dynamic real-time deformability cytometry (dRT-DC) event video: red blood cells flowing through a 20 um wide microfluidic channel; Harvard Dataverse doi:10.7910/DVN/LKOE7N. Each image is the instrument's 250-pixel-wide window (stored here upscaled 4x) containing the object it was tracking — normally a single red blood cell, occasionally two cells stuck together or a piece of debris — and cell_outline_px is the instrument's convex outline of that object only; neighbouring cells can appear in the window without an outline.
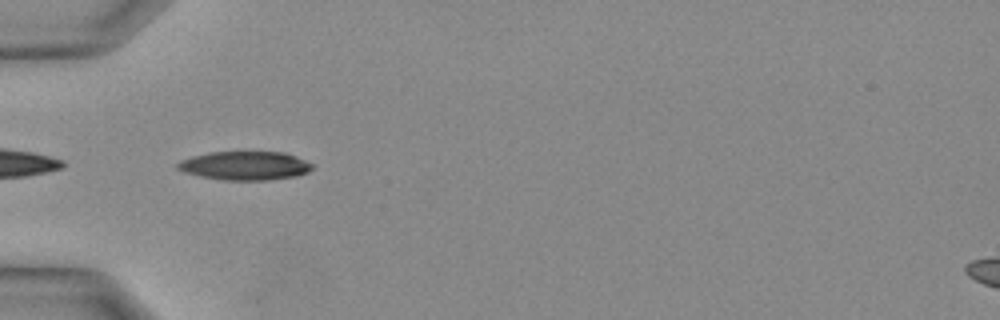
{"species": "Egyptian fruit bat (a non-hibernating species)", "species_latin": "Rousettus aegyptiacus", "temperature_condition": "warm", "stored_images_in_passage": 6, "camera_frame_rate_fps": 3000, "um_per_image_px": 0.085, "animal": {"sex": "female"}, "frame": {"image": 1, "passage_image": 2, "time_ms": 0.333, "image_size_px": [1000, 320], "cell_outline_px": [[312, 168], [308, 172], [296, 176], [268, 180], [220, 180], [200, 176], [184, 172], [176, 168], [176, 164], [180, 160], [192, 156], [208, 152], [284, 152], [296, 156], [312, 164]], "centroid_in_image_um": [20.79, 14.08], "position_along_channel_um": 64.2, "area_um2": 22.6}}
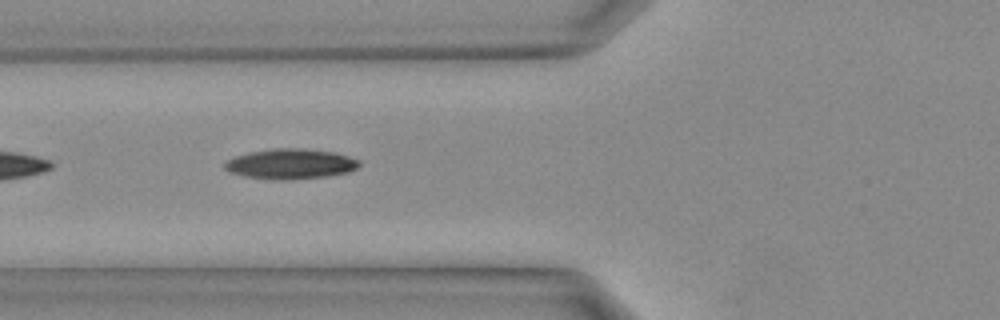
{"frame": {"image": 2, "passage_image": 4, "time_ms": 1.0, "image_size_px": [1000, 320], "cell_outline_px": [[360, 164], [356, 168], [348, 172], [328, 176], [288, 180], [272, 180], [244, 176], [228, 172], [224, 168], [224, 160], [236, 156], [252, 152], [280, 148], [296, 148], [336, 152], [360, 160]], "centroid_in_image_um": [24.68, 13.94], "position_along_channel_um": 101.1, "area_um2": 23.7}}